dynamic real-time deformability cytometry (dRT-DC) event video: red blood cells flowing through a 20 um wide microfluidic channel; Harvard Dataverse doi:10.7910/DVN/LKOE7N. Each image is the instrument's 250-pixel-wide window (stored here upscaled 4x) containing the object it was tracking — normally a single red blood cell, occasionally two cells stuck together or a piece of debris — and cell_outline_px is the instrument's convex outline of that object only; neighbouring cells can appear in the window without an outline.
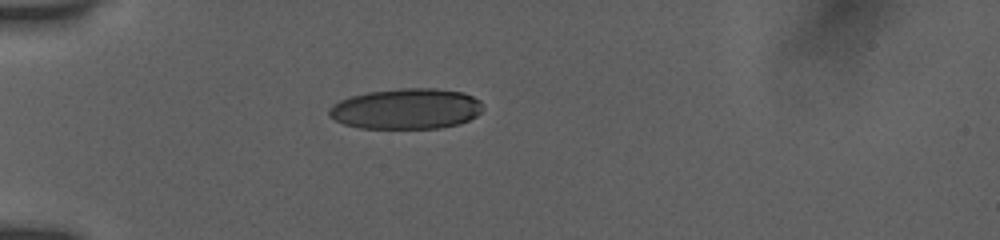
{"species": "human", "species_latin": "Homo sapiens", "temperature_condition": "room temperature", "stored_images_in_passage": 38, "camera_frame_rate_fps": 3000, "um_per_image_px": 0.085, "donor": {"sex": "female"}, "frame": {"image": 1, "passage_image": 1, "time_ms": 0.0, "image_size_px": [1000, 240], "cell_outline_px": [[480, 112], [476, 116], [460, 124], [440, 128], [360, 128], [344, 124], [328, 116], [328, 108], [332, 104], [340, 100], [352, 96], [368, 92], [400, 88], [436, 88], [464, 92], [480, 100]], "centroid_in_image_um": [34.51, 9.24], "position_along_channel_um": 50.5, "area_um2": 36.47}}
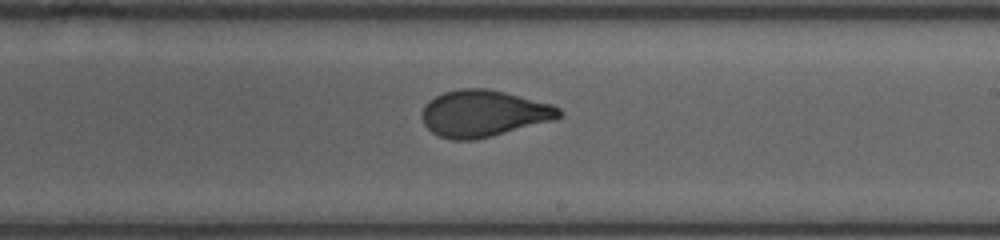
{"frame": {"image": 2, "passage_image": 18, "time_ms": 5.667, "image_size_px": [1000, 240], "cell_outline_px": [[560, 116], [556, 120], [476, 140], [452, 140], [440, 136], [432, 132], [424, 124], [420, 116], [420, 112], [424, 104], [428, 100], [444, 92], [460, 88], [488, 88], [552, 104], [560, 108]], "centroid_in_image_um": [41.07, 9.65], "position_along_channel_um": 247.9, "area_um2": 37.51}}
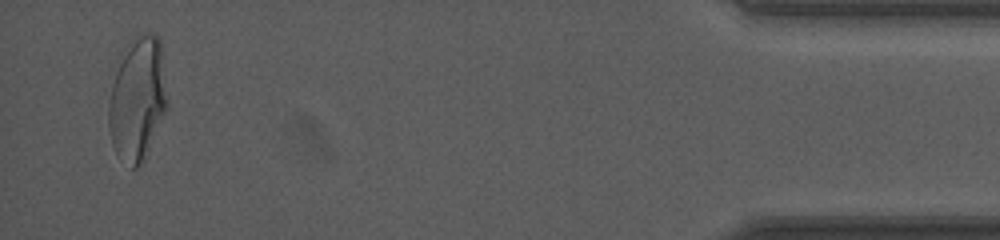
{"frame": {"image": 3, "passage_image": 37, "time_ms": 12.0, "image_size_px": [1000, 240], "cell_outline_px": [[168, 108], [148, 152], [144, 160], [136, 168], [132, 168], [116, 152], [112, 144], [108, 128], [108, 104], [116, 60], [120, 52], [132, 36], [148, 32], [152, 32], [160, 36], [168, 100]], "centroid_in_image_um": [11.69, 8.32], "position_along_channel_um": 423.5, "area_um2": 43.41}, "authors_computed_cell_mechanics": {"area_um2": 37.4255, "velocity_mm_per_s": 3.8844, "shape_relaxation_time_tau1_ms": 5.72, "shape_relaxation_time_tau2_ms": null, "deformation_change_tau1": 0.1715, "deformation_change_tau2": null}}